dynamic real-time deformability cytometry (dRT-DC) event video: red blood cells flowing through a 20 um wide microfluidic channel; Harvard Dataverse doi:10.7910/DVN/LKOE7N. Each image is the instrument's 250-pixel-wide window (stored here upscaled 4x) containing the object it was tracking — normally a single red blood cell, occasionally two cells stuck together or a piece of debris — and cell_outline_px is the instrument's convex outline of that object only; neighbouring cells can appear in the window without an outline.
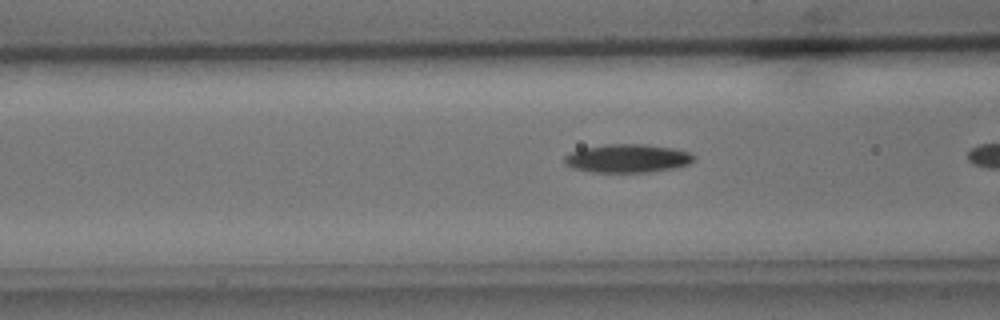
{"species": "common noctule bat (a hibernating species)", "species_latin": "Nyctalus noctula", "temperature_condition": "cold", "stored_images_in_passage": 10, "camera_frame_rate_fps": 3000, "um_per_image_px": 0.085, "animal": {"sex": "male", "body_mass_g": 15.6}, "frame": {"image": 1, "passage_image": 4, "time_ms": 1.0, "image_size_px": [1000, 320], "cell_outline_px": [[696, 160], [692, 164], [676, 168], [648, 172], [592, 172], [572, 168], [564, 164], [564, 156], [568, 152], [584, 148], [604, 144], [644, 144], [676, 148], [688, 152], [696, 156]], "centroid_in_image_um": [53.37, 13.46], "position_along_channel_um": 113.2, "area_um2": 21.85}}